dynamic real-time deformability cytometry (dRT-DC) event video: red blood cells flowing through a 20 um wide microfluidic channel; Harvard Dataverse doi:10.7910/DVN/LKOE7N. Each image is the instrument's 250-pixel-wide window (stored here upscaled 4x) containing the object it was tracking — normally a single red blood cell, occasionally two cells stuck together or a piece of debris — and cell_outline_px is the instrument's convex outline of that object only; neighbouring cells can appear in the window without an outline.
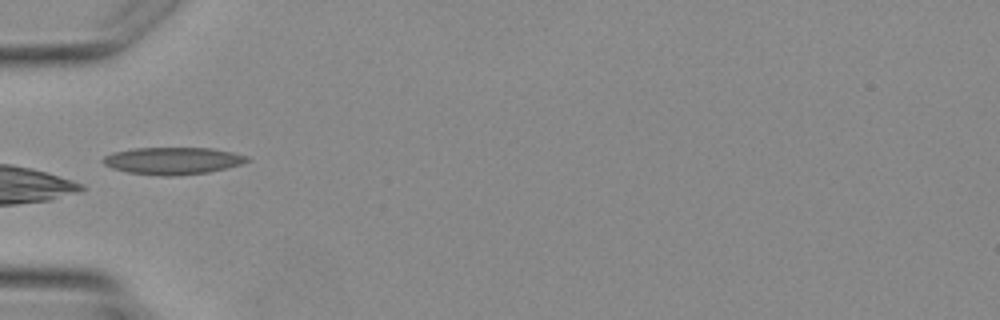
{"species": "Egyptian fruit bat (a non-hibernating species)", "species_latin": "Rousettus aegyptiacus", "temperature_condition": "warm", "stored_images_in_passage": 3, "camera_frame_rate_fps": 3000, "um_per_image_px": 0.085, "animal": {"sex": "female"}, "frame": {"image": 1, "passage_image": 3, "time_ms": 3.333, "image_size_px": [1000, 320], "cell_outline_px": [[252, 160], [240, 164], [208, 172], [172, 176], [164, 176], [128, 172], [112, 168], [104, 164], [100, 160], [104, 156], [112, 152], [136, 148], [212, 148], [232, 152], [248, 156]], "centroid_in_image_um": [14.67, 13.66], "position_along_channel_um": 70.3, "area_um2": 22.72}}